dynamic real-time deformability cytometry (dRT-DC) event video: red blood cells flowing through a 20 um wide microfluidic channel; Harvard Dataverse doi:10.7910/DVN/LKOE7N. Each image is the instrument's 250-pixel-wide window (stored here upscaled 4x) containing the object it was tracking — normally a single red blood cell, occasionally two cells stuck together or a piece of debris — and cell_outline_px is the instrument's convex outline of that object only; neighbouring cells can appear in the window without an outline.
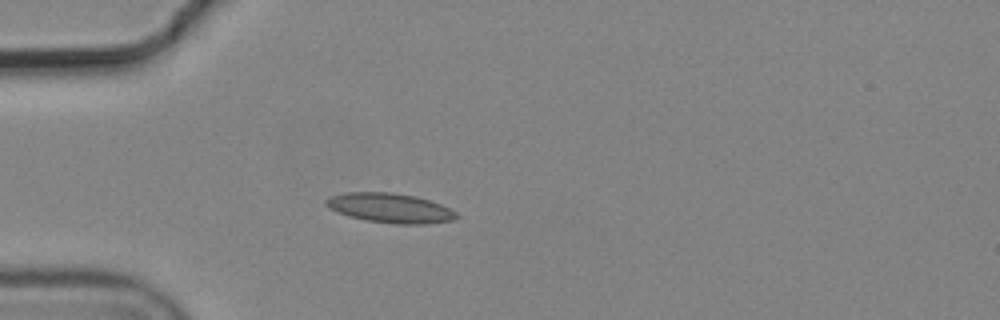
{"species": "common noctule bat (a hibernating species)", "species_latin": "Nyctalus noctula", "temperature_condition": "cold", "stored_images_in_passage": 1, "camera_frame_rate_fps": 3000, "um_per_image_px": 0.085, "animal": {"sex": "male", "body_mass_g": 19.2, "forearm_length_mm": 51.8}, "frame": {"image": 1, "passage_image": 1, "time_ms": 0.0, "image_size_px": [1000, 320], "cell_outline_px": [[460, 216], [452, 220], [424, 224], [396, 224], [364, 220], [348, 216], [324, 204], [324, 200], [332, 196], [348, 192], [388, 192], [416, 196], [440, 204], [456, 212]], "centroid_in_image_um": [33.17, 17.68], "position_along_channel_um": 51.8, "area_um2": 22.25}}